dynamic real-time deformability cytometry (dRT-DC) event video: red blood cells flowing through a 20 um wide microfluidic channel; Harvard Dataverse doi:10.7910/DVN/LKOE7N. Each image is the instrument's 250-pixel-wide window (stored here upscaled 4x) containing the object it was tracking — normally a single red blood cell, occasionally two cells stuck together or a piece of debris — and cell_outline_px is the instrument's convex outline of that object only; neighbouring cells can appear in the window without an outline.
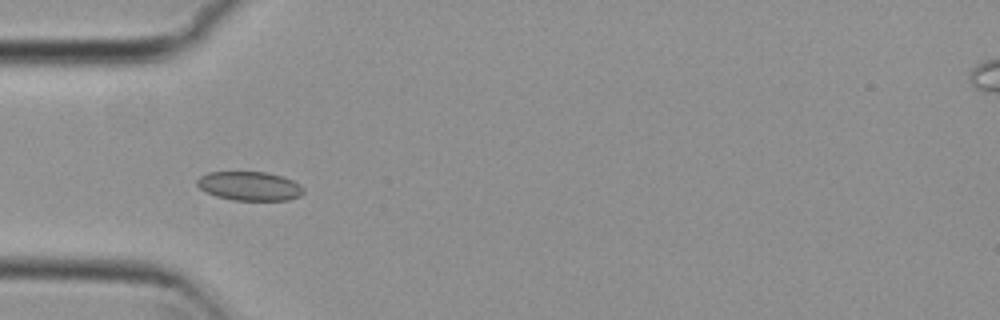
{"species": "common noctule bat (a hibernating species)", "species_latin": "Nyctalus noctula", "temperature_condition": "cold", "stored_images_in_passage": 7, "camera_frame_rate_fps": 3000, "um_per_image_px": 0.085, "animal": {"sex": "female", "body_mass_g": 29.2, "forearm_length_mm": 56.3}, "frame": {"image": 1, "passage_image": 3, "time_ms": 0.667, "image_size_px": [1000, 320], "cell_outline_px": [[304, 192], [300, 196], [288, 200], [232, 200], [216, 196], [200, 188], [196, 184], [196, 180], [200, 176], [208, 172], [264, 172], [280, 176], [292, 180], [300, 184], [304, 188]], "centroid_in_image_um": [21.22, 15.82], "position_along_channel_um": 63.8, "area_um2": 17.92}}
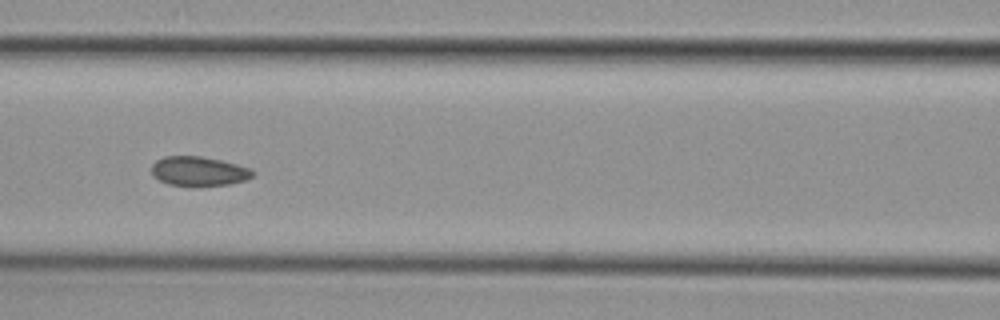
{"frame": {"image": 2, "passage_image": 5, "time_ms": 1.333, "image_size_px": [1000, 320], "cell_outline_px": [[256, 172], [252, 176], [244, 180], [232, 184], [200, 188], [192, 188], [168, 184], [152, 176], [152, 164], [156, 160], [164, 156], [200, 156], [220, 160], [252, 168]], "centroid_in_image_um": [16.9, 14.59], "position_along_channel_um": 149.7, "area_um2": 17.98}}
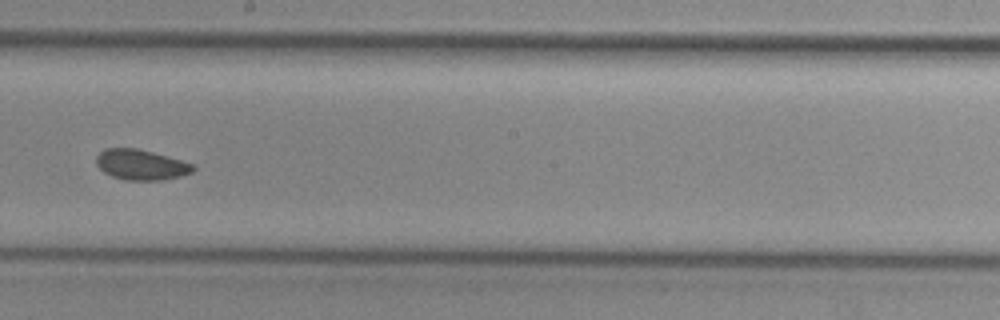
{"frame": {"image": 3, "passage_image": 7, "time_ms": 2.0, "image_size_px": [1000, 320], "cell_outline_px": [[196, 168], [192, 172], [180, 176], [164, 180], [124, 180], [112, 176], [104, 172], [96, 164], [96, 156], [104, 148], [136, 148], [152, 152], [196, 164]], "centroid_in_image_um": [12.0, 14.0], "position_along_channel_um": 236.2, "area_um2": 17.22}}